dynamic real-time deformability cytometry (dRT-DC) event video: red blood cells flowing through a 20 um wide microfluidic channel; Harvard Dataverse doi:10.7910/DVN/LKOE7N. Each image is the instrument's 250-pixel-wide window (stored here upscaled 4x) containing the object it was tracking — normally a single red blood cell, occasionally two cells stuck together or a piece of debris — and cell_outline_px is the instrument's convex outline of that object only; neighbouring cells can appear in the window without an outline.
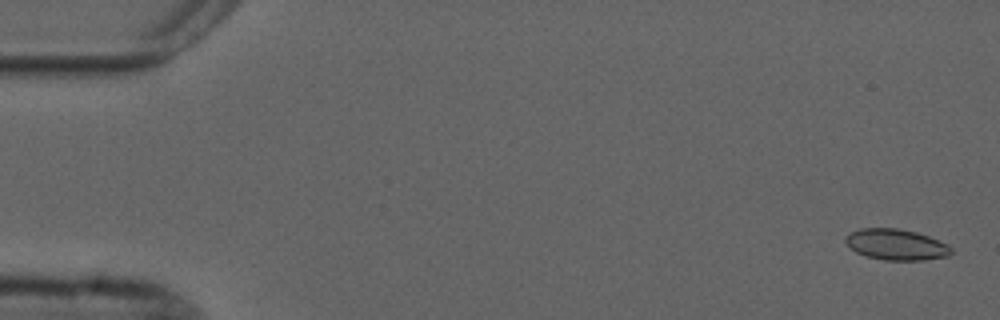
{"species": "common noctule bat (a hibernating species)", "species_latin": "Nyctalus noctula", "temperature_condition": "cold", "stored_images_in_passage": 5, "camera_frame_rate_fps": 3000, "um_per_image_px": 0.085, "animal": {"sex": "male", "forearm_length_mm": 52.5}, "frame": {"image": 1, "passage_image": 1, "time_ms": 0.0, "image_size_px": [1000, 320], "cell_outline_px": [[952, 252], [948, 256], [924, 260], [884, 260], [864, 256], [856, 252], [844, 240], [852, 232], [860, 228], [896, 228], [916, 232], [928, 236], [948, 244], [952, 248]], "centroid_in_image_um": [76.2, 20.79], "position_along_channel_um": 8.8, "area_um2": 18.96}}
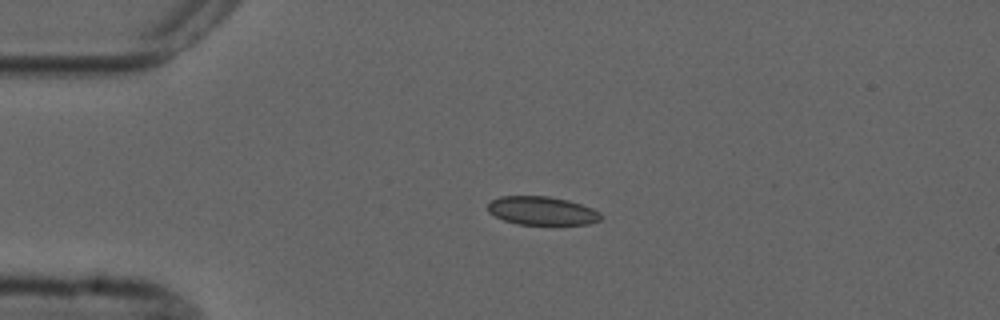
{"frame": {"image": 2, "passage_image": 3, "time_ms": 3.667, "image_size_px": [1000, 320], "cell_outline_px": [[604, 216], [600, 220], [588, 224], [516, 224], [504, 220], [488, 212], [488, 204], [492, 200], [500, 196], [548, 196], [568, 200], [592, 208], [600, 212]], "centroid_in_image_um": [46.08, 17.91], "position_along_channel_um": 38.9, "area_um2": 18.73}}